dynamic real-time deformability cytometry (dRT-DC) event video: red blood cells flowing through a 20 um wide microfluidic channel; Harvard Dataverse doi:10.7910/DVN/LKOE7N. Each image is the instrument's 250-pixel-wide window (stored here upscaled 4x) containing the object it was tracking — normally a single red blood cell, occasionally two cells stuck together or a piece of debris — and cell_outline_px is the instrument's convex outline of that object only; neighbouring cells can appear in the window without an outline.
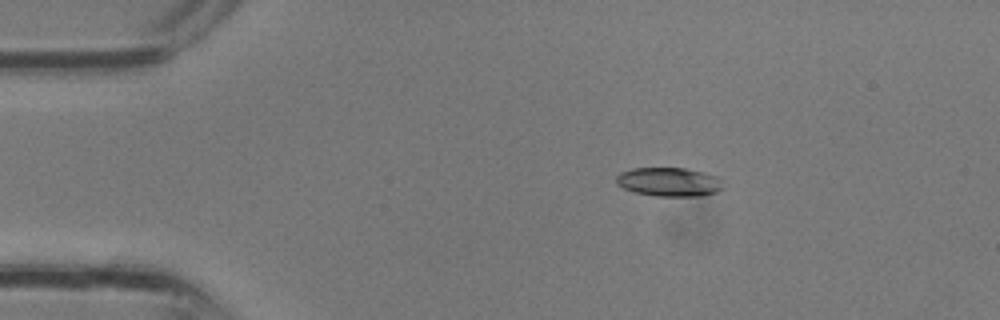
{"species": "common noctule bat (a hibernating species)", "species_latin": "Nyctalus noctula", "temperature_condition": "room temperature", "stored_images_in_passage": 3, "camera_frame_rate_fps": 3000, "um_per_image_px": 0.085, "animal": {"sex": "male", "body_mass_g": 13.3}, "frame": {"image": 1, "passage_image": 2, "time_ms": 0.333, "image_size_px": [1000, 320], "cell_outline_px": [[724, 188], [716, 192], [700, 196], [656, 196], [632, 192], [616, 184], [616, 176], [620, 172], [632, 168], [684, 168], [704, 172], [720, 176]], "centroid_in_image_um": [56.88, 15.46], "position_along_channel_um": 28.1, "area_um2": 18.26}}